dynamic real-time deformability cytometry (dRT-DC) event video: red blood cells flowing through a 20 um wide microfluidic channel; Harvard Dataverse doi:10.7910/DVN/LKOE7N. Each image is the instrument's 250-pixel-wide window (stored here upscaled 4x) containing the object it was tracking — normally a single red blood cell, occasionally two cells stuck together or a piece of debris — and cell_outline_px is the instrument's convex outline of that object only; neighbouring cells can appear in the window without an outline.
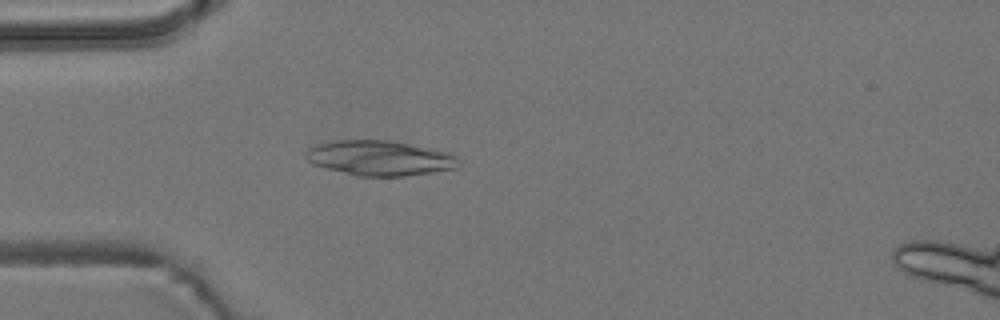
{"species": "common noctule bat (a hibernating species)", "species_latin": "Nyctalus noctula", "temperature_condition": "room temperature", "stored_images_in_passage": 4, "camera_frame_rate_fps": 3000, "um_per_image_px": 0.085, "animal": {"sex": "male", "body_mass_g": 19.2, "forearm_length_mm": 51.8}, "frame": {"image": 1, "passage_image": 4, "time_ms": 5.0, "image_size_px": [1000, 320], "cell_outline_px": [[460, 164], [456, 168], [432, 172], [404, 176], [360, 176], [312, 164], [304, 156], [304, 152], [308, 148], [316, 144], [336, 140], [388, 140], [452, 152], [456, 156]], "centroid_in_image_um": [32.28, 13.42], "position_along_channel_um": 52.7, "area_um2": 31.15}}